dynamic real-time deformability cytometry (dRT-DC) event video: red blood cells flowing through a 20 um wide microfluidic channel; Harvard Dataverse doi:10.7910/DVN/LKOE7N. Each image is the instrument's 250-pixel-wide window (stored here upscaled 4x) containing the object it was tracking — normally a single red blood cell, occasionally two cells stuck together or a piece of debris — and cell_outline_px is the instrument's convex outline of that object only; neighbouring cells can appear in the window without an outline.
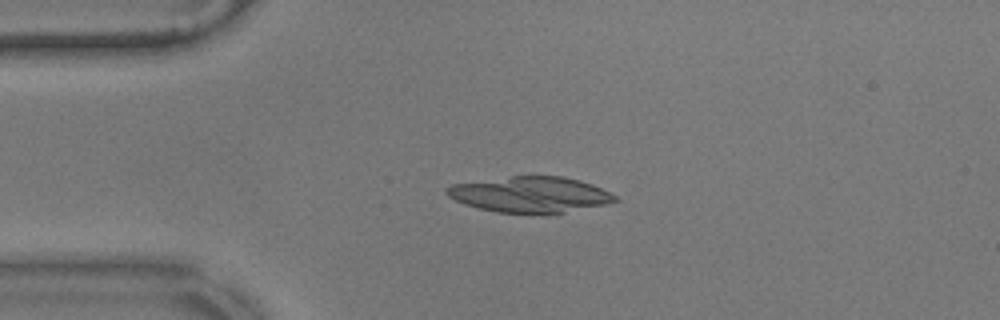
{"species": "common noctule bat (a hibernating species)", "species_latin": "Nyctalus noctula", "temperature_condition": "warm", "stored_images_in_passage": 55, "camera_frame_rate_fps": 3000, "um_per_image_px": 0.085, "animal": {"sex": "male", "body_mass_g": 17.9}, "frame": {"image": 1, "passage_image": 12, "time_ms": 3.667, "image_size_px": [1000, 320], "cell_outline_px": [[620, 200], [604, 204], [564, 212], [496, 212], [464, 204], [448, 196], [444, 192], [444, 188], [452, 184], [512, 176], [564, 176], [580, 180], [592, 184], [616, 196]], "centroid_in_image_um": [45.03, 16.51], "position_along_channel_um": 40.0, "area_um2": 34.51}}